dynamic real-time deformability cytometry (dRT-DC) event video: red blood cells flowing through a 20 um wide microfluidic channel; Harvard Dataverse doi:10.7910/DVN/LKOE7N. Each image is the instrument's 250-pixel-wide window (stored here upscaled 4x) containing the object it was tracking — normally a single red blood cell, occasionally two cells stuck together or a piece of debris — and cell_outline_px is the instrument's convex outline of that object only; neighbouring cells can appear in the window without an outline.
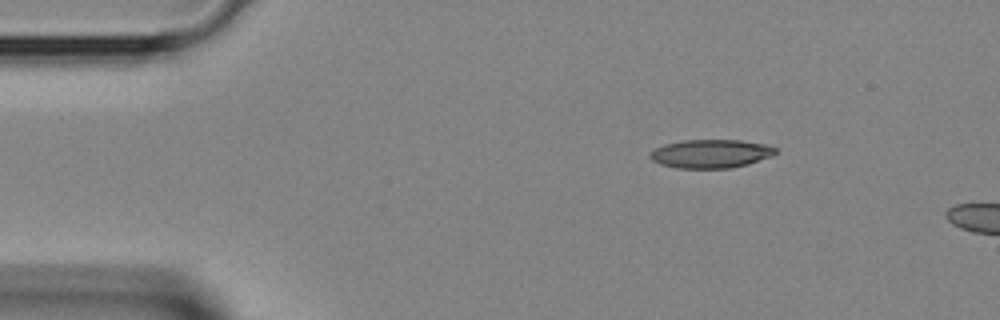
{"species": "Egyptian fruit bat (a non-hibernating species)", "species_latin": "Rousettus aegyptiacus", "temperature_condition": "room temperature", "stored_images_in_passage": 2, "camera_frame_rate_fps": 3000, "um_per_image_px": 0.085, "animal": {"sex": "female"}, "frame": {"image": 1, "passage_image": 1, "time_ms": 0.0, "image_size_px": [1000, 320], "cell_outline_px": [[776, 152], [772, 156], [748, 164], [732, 168], [676, 168], [660, 164], [652, 160], [648, 156], [648, 152], [664, 144], [684, 140], [740, 140], [764, 144], [776, 148]], "centroid_in_image_um": [60.38, 13.07], "position_along_channel_um": 24.6, "area_um2": 20.92}}